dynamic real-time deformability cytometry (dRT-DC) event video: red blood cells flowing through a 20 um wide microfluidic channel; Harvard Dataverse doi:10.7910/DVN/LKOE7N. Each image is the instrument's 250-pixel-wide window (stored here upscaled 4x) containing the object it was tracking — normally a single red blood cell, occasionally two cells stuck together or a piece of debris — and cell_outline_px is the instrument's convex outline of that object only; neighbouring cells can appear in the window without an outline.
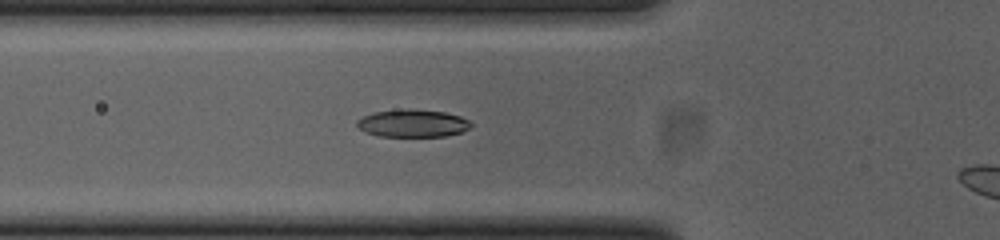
{"species": "common noctule bat (a hibernating species)", "species_latin": "Nyctalus noctula", "temperature_condition": "cold", "stored_images_in_passage": 30, "camera_frame_rate_fps": 3000, "um_per_image_px": 0.085, "animal": {"sex": "female", "body_mass_g": 23.0, "forearm_length_mm": 53.4}, "frame": {"image": 1, "passage_image": 2, "time_ms": 0.333, "image_size_px": [1000, 240], "cell_outline_px": [[472, 124], [468, 128], [460, 132], [444, 136], [376, 136], [364, 132], [356, 124], [356, 120], [364, 116], [376, 112], [444, 112], [460, 116], [468, 120]], "centroid_in_image_um": [35.06, 10.54], "position_along_channel_um": 90.7, "area_um2": 17.22}}
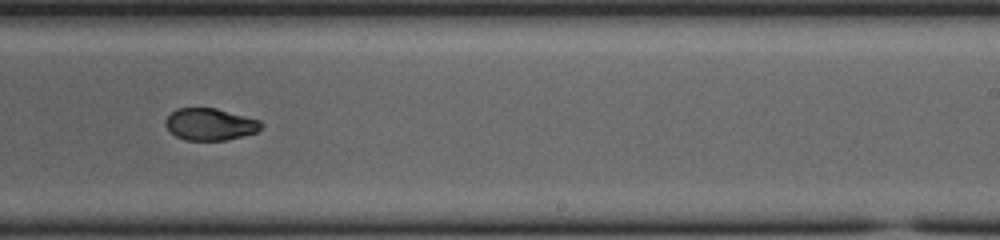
{"frame": {"image": 2, "passage_image": 16, "time_ms": 5.0, "image_size_px": [1000, 240], "cell_outline_px": [[264, 124], [256, 132], [224, 140], [184, 140], [176, 136], [164, 124], [164, 120], [176, 108], [216, 108], [260, 120]], "centroid_in_image_um": [17.84, 10.55], "position_along_channel_um": 271.2, "area_um2": 17.69}}
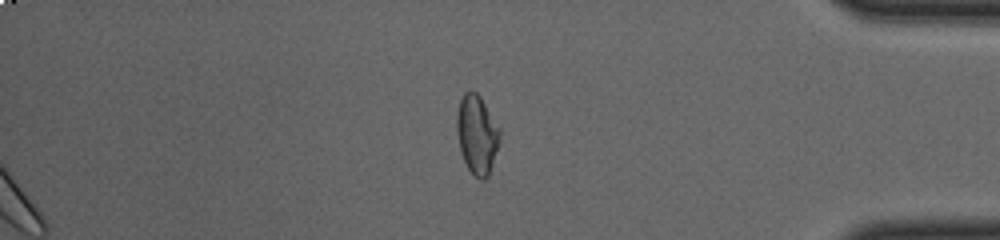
{"frame": {"image": 3, "passage_image": 28, "time_ms": 9.0, "image_size_px": [1000, 240], "cell_outline_px": [[500, 136], [488, 176], [484, 180], [480, 180], [468, 168], [460, 152], [456, 128], [456, 116], [460, 100], [464, 92], [476, 92], [480, 96], [500, 128]], "centroid_in_image_um": [40.52, 11.41], "position_along_channel_um": 394.7, "area_um2": 19.48}}